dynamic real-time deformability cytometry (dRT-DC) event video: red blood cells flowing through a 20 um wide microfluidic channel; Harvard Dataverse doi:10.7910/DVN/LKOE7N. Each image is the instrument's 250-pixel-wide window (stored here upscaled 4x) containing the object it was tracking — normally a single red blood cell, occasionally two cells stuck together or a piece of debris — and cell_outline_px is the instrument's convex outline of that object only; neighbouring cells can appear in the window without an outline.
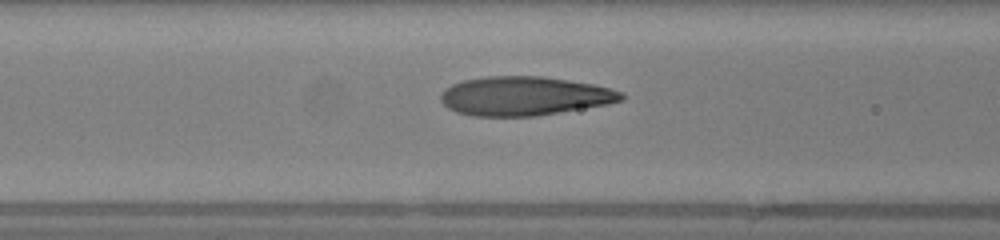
{"species": "human", "species_latin": "Homo sapiens", "temperature_condition": "warm", "stored_images_in_passage": 30, "camera_frame_rate_fps": 3000, "um_per_image_px": 0.085, "donor": {"sex": "female"}, "frame": {"image": 1, "passage_image": 9, "time_ms": 2.667, "image_size_px": [1000, 240], "cell_outline_px": [[624, 100], [608, 104], [536, 116], [472, 116], [456, 112], [448, 108], [440, 100], [440, 96], [444, 88], [452, 84], [464, 80], [488, 76], [544, 76], [596, 84], [624, 92]], "centroid_in_image_um": [44.59, 8.16], "position_along_channel_um": 122.0, "area_um2": 41.33}}
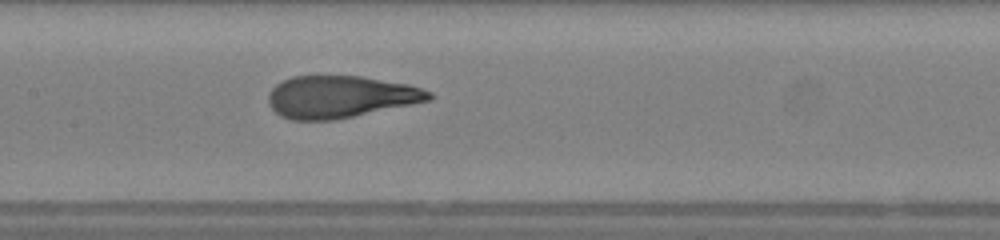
{"frame": {"image": 2, "passage_image": 13, "time_ms": 4.0, "image_size_px": [1000, 240], "cell_outline_px": [[432, 100], [336, 120], [292, 120], [280, 116], [268, 104], [268, 92], [276, 84], [292, 76], [360, 76], [408, 84], [432, 92]], "centroid_in_image_um": [28.91, 8.23], "position_along_channel_um": 178.5, "area_um2": 39.54}}